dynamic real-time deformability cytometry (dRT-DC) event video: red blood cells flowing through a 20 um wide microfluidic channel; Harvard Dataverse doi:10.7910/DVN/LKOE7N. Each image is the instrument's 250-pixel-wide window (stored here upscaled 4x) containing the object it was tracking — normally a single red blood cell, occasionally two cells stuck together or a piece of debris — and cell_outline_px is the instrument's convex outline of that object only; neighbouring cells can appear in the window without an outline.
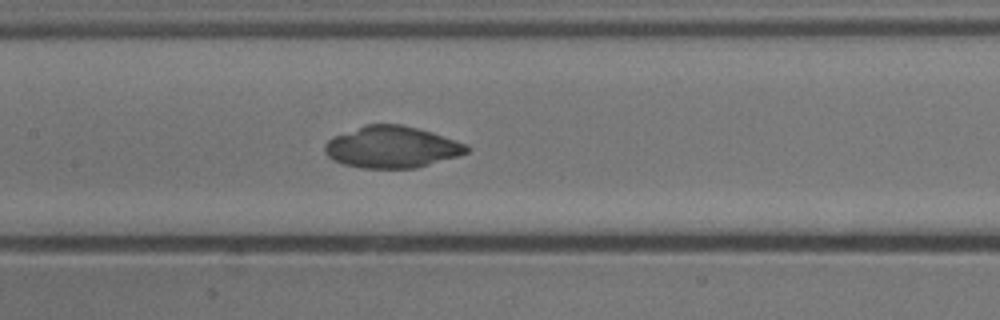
{"species": "common noctule bat (a hibernating species)", "species_latin": "Nyctalus noctula", "temperature_condition": "cold", "stored_images_in_passage": 39, "camera_frame_rate_fps": 3000, "um_per_image_px": 0.085, "animal": {"sex": "male", "body_mass_g": 13.3}, "frame": {"image": 1, "passage_image": 16, "time_ms": 5.0, "image_size_px": [1000, 320], "cell_outline_px": [[468, 152], [460, 156], [416, 168], [360, 168], [344, 164], [332, 160], [324, 152], [324, 144], [332, 136], [364, 124], [400, 124], [432, 132], [468, 144]], "centroid_in_image_um": [33.29, 12.5], "position_along_channel_um": 174.1, "area_um2": 34.74}}
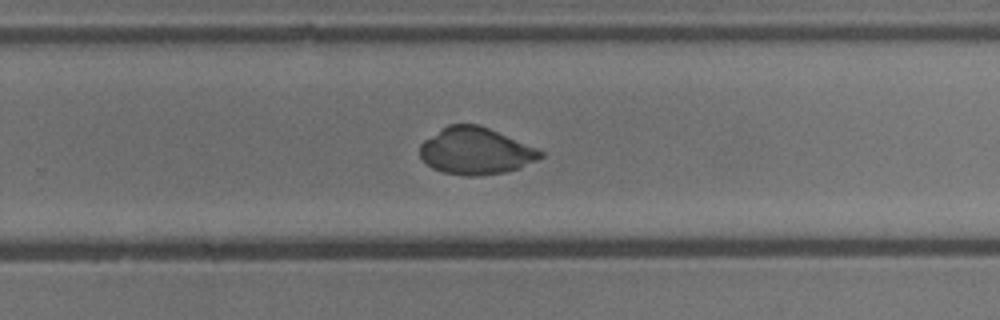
{"frame": {"image": 2, "passage_image": 25, "time_ms": 8.0, "image_size_px": [1000, 320], "cell_outline_px": [[544, 156], [520, 168], [504, 172], [480, 176], [468, 176], [444, 172], [432, 168], [420, 156], [420, 144], [424, 140], [448, 124], [476, 124], [488, 128], [536, 148], [544, 152]], "centroid_in_image_um": [40.42, 12.84], "position_along_channel_um": 289.4, "area_um2": 32.6}}
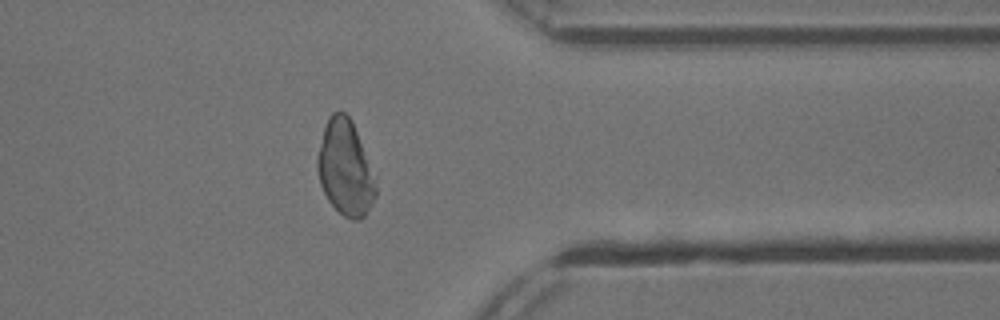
{"frame": {"image": 3, "passage_image": 33, "time_ms": 10.667, "image_size_px": [1000, 320], "cell_outline_px": [[376, 196], [372, 204], [364, 216], [360, 220], [352, 220], [344, 216], [328, 200], [320, 184], [316, 164], [316, 156], [324, 124], [328, 116], [332, 112], [344, 112], [348, 116], [356, 132], [376, 188]], "centroid_in_image_um": [29.28, 14.3], "position_along_channel_um": 382.1, "area_um2": 31.56}}